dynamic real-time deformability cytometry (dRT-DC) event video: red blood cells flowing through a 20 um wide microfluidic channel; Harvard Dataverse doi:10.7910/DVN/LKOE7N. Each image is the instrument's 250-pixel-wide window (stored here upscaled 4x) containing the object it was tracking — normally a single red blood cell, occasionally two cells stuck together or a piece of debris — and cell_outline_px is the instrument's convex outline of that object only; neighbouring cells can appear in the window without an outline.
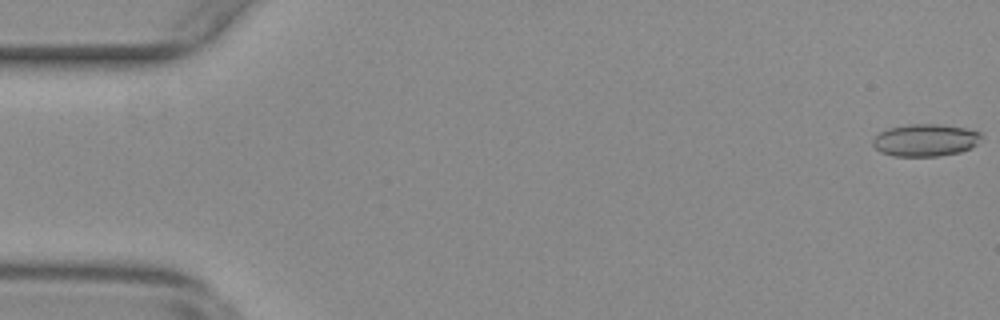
{"species": "common noctule bat (a hibernating species)", "species_latin": "Nyctalus noctula", "temperature_condition": "warm", "stored_images_in_passage": 55, "camera_frame_rate_fps": 3000, "um_per_image_px": 0.085, "animal": {"sex": "female", "body_mass_g": 29.2, "forearm_length_mm": 56.3}, "frame": {"image": 1, "passage_image": 1, "time_ms": 0.0, "image_size_px": [1000, 320], "cell_outline_px": [[984, 136], [972, 148], [960, 152], [936, 156], [892, 156], [880, 152], [872, 144], [872, 140], [880, 132], [888, 128], [912, 124], [936, 124], [968, 128], [980, 132]], "centroid_in_image_um": [78.68, 11.91], "position_along_channel_um": 6.3, "area_um2": 20.52}}
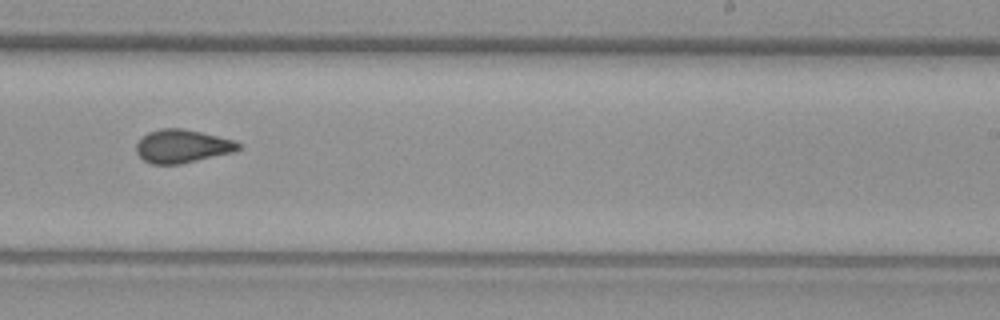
{"frame": {"image": 2, "passage_image": 34, "time_ms": 11.0, "image_size_px": [1000, 320], "cell_outline_px": [[240, 148], [236, 152], [180, 164], [152, 164], [144, 160], [136, 152], [136, 144], [148, 132], [160, 128], [184, 128], [236, 140], [240, 144]], "centroid_in_image_um": [15.53, 12.42], "position_along_channel_um": 273.5, "area_um2": 19.94}}
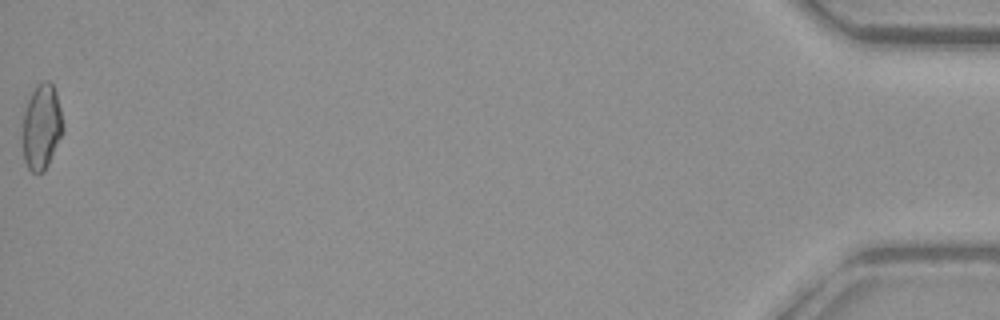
{"frame": {"image": 3, "passage_image": 55, "time_ms": 18.0, "image_size_px": [1000, 320], "cell_outline_px": [[64, 132], [44, 172], [32, 172], [28, 168], [24, 160], [20, 136], [20, 124], [28, 100], [36, 84], [44, 80], [48, 80], [52, 84], [56, 92], [60, 108], [64, 128]], "centroid_in_image_um": [3.49, 10.79], "position_along_channel_um": 431.7, "area_um2": 20.75}, "authors_computed_cell_mechanics": {"area_um2": 19.7676, "velocity_mm_per_s": 3.8036, "shape_relaxation_time_tau1_ms": null, "shape_relaxation_time_tau2_ms": 1.6661, "deformation_change_tau1": null, "deformation_change_tau2": 0.0667}}